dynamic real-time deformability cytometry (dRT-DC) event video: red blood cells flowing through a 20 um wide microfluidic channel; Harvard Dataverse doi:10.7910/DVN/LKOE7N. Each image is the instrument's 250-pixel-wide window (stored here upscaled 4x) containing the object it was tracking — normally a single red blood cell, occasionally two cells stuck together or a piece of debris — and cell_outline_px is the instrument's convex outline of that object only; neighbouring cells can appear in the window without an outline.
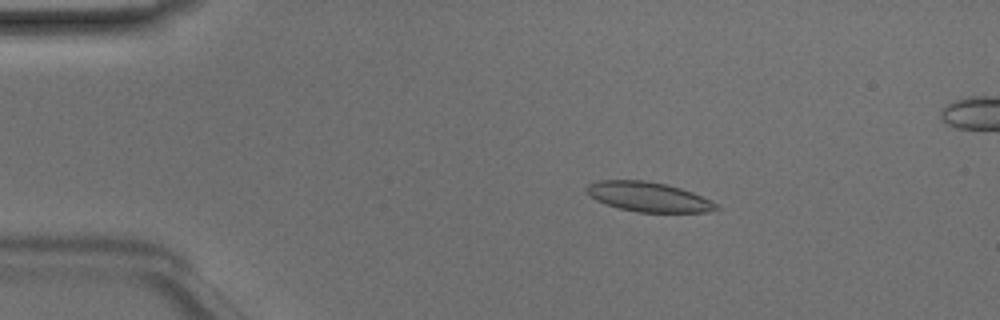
{"species": "Egyptian fruit bat (a non-hibernating species)", "species_latin": "Rousettus aegyptiacus", "temperature_condition": "room temperature", "stored_images_in_passage": 42, "segment_of_instrument_passage": [1, 2], "camera_frame_rate_fps": 3000, "um_per_image_px": 0.085, "animal": {"sex": "male"}, "frame": {"image": 1, "passage_image": 1, "time_ms": 0.0, "image_size_px": [1000, 320], "cell_outline_px": [[720, 208], [708, 212], [636, 212], [604, 204], [588, 196], [584, 192], [584, 188], [588, 184], [596, 180], [644, 180], [664, 184], [680, 188], [692, 192], [712, 200]], "centroid_in_image_um": [55.05, 16.73], "position_along_channel_um": 29.9, "area_um2": 22.6}}
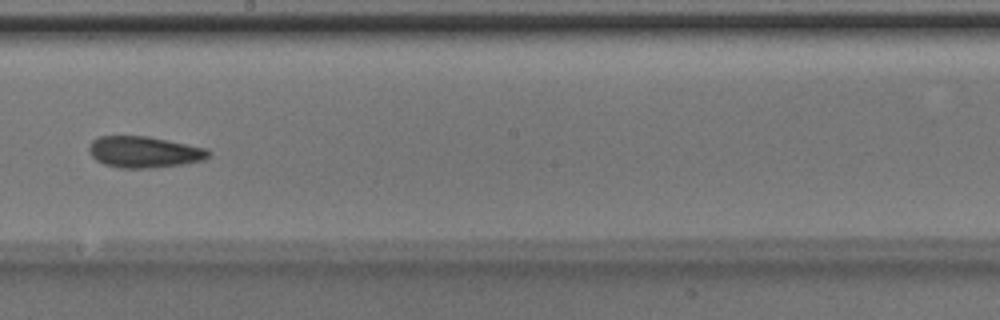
{"frame": {"image": 2, "passage_image": 20, "time_ms": 6.333, "image_size_px": [1000, 320], "cell_outline_px": [[212, 152], [204, 160], [184, 164], [152, 168], [120, 168], [104, 164], [96, 160], [88, 152], [88, 148], [92, 140], [100, 136], [148, 136], [208, 148]], "centroid_in_image_um": [12.26, 12.92], "position_along_channel_um": 235.9, "area_um2": 22.02}}
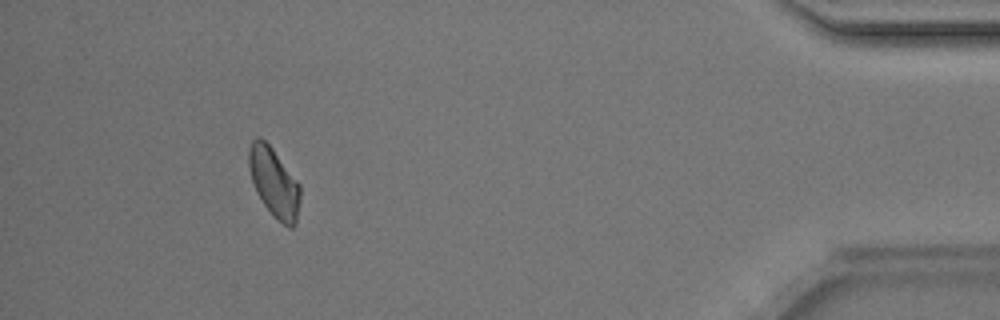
{"frame": {"image": 3, "passage_image": 37, "time_ms": 12.0, "image_size_px": [1000, 320], "cell_outline_px": [[300, 200], [296, 224], [292, 228], [288, 228], [276, 220], [272, 216], [256, 192], [252, 180], [248, 164], [248, 148], [252, 140], [256, 136], [260, 136], [272, 148], [300, 184]], "centroid_in_image_um": [23.29, 15.53], "position_along_channel_um": 411.9, "area_um2": 20.92}}